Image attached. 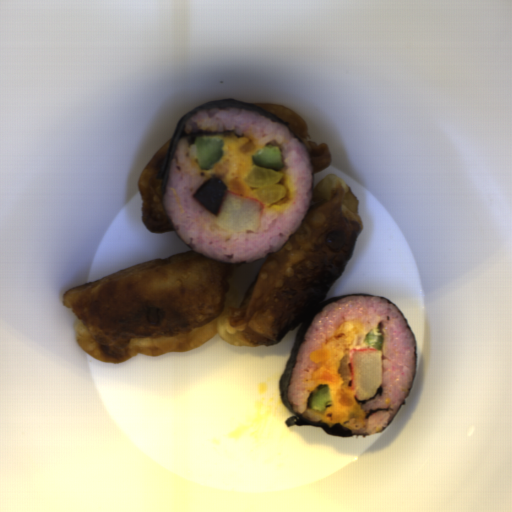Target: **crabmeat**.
<instances>
[{"label": "crabmeat", "mask_w": 512, "mask_h": 512, "mask_svg": "<svg viewBox=\"0 0 512 512\" xmlns=\"http://www.w3.org/2000/svg\"><path fill=\"white\" fill-rule=\"evenodd\" d=\"M350 373L355 398L365 401L374 397L382 385V350L372 347L351 349Z\"/></svg>", "instance_id": "f7934b28"}, {"label": "crabmeat", "mask_w": 512, "mask_h": 512, "mask_svg": "<svg viewBox=\"0 0 512 512\" xmlns=\"http://www.w3.org/2000/svg\"><path fill=\"white\" fill-rule=\"evenodd\" d=\"M264 205L257 198L227 191L217 214V222L224 230H258Z\"/></svg>", "instance_id": "ab03a17e"}]
</instances>
